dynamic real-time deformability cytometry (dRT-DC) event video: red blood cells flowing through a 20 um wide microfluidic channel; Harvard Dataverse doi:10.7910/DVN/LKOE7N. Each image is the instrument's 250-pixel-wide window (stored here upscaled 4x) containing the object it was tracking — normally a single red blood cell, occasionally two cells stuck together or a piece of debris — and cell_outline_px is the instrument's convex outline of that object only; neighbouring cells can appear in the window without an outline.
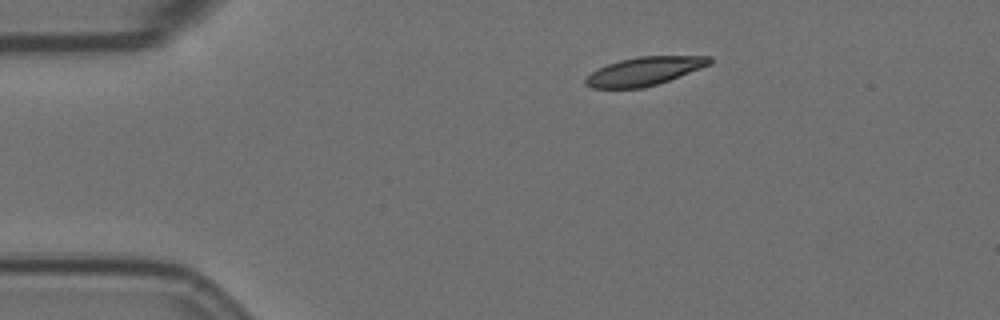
{"species": "Egyptian fruit bat (a non-hibernating species)", "species_latin": "Rousettus aegyptiacus", "temperature_condition": "room temperature", "stored_images_in_passage": 39, "camera_frame_rate_fps": 3000, "um_per_image_px": 0.085, "animal": {"sex": "female"}, "frame": {"image": 1, "passage_image": 1, "time_ms": 0.0, "image_size_px": [1000, 320], "cell_outline_px": [[712, 64], [668, 80], [644, 88], [592, 88], [584, 84], [584, 80], [592, 72], [608, 64], [620, 60], [640, 56], [712, 56]], "centroid_in_image_um": [54.78, 6.05], "position_along_channel_um": 30.2, "area_um2": 20.35}}
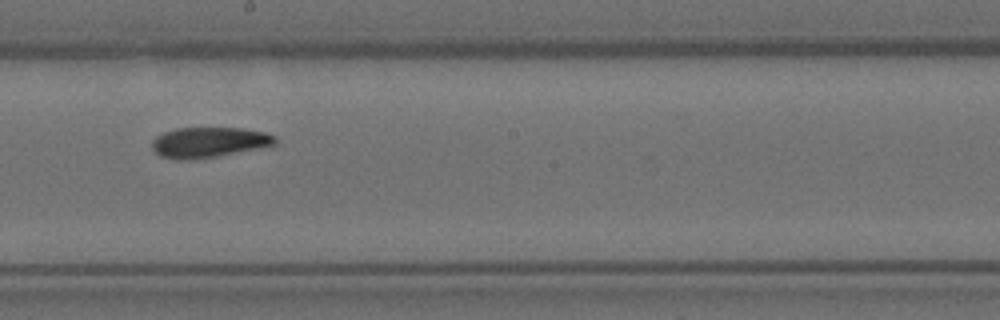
{"frame": {"image": 2, "passage_image": 22, "time_ms": 7.0, "image_size_px": [1000, 320], "cell_outline_px": [[276, 144], [260, 148], [216, 156], [188, 160], [176, 160], [160, 156], [152, 148], [152, 140], [156, 136], [164, 132], [176, 128], [244, 128], [264, 132], [276, 136]], "centroid_in_image_um": [17.74, 12.09], "position_along_channel_um": 230.5, "area_um2": 21.79}}
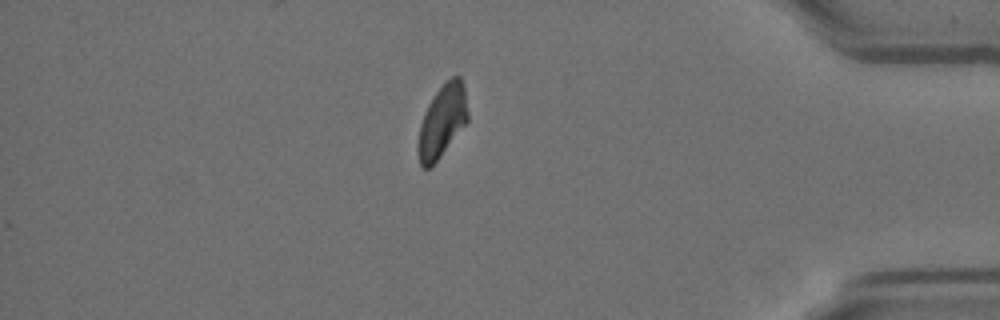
{"frame": {"image": 3, "passage_image": 39, "time_ms": 12.667, "image_size_px": [1000, 320], "cell_outline_px": [[468, 120], [440, 156], [428, 168], [424, 168], [420, 164], [416, 148], [416, 144], [420, 124], [424, 112], [428, 104], [436, 92], [452, 76], [460, 76], [464, 88], [468, 112]], "centroid_in_image_um": [37.55, 10.3], "position_along_channel_um": 397.6, "area_um2": 20.69}, "authors_computed_cell_mechanics": {"area_um2": 21.7906, "velocity_mm_per_s": 3.5871, "shape_relaxation_time_tau1_ms": null, "shape_relaxation_time_tau2_ms": 9.999, "deformation_change_tau1": null, "deformation_change_tau2": 0.1543}}